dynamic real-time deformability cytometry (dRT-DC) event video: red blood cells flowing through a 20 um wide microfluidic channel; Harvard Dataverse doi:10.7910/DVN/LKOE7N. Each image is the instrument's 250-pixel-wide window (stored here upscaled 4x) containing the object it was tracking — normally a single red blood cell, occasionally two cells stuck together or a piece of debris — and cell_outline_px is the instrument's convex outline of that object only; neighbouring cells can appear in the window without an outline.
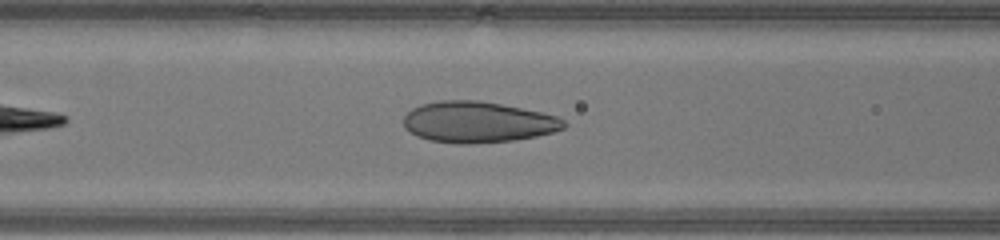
{"species": "human", "species_latin": "Homo sapiens", "temperature_condition": "warm", "stored_images_in_passage": 32, "camera_frame_rate_fps": 3000, "um_per_image_px": 0.085, "donor": {"sex": "male"}, "frame": {"image": 1, "passage_image": 7, "time_ms": 2.0, "image_size_px": [1000, 240], "cell_outline_px": [[568, 124], [564, 128], [552, 132], [536, 136], [512, 140], [468, 144], [460, 144], [432, 140], [420, 136], [404, 128], [404, 116], [412, 108], [420, 104], [440, 100], [480, 100], [544, 112], [556, 116], [564, 120]], "centroid_in_image_um": [40.64, 10.36], "position_along_channel_um": 126.0, "area_um2": 38.26}}
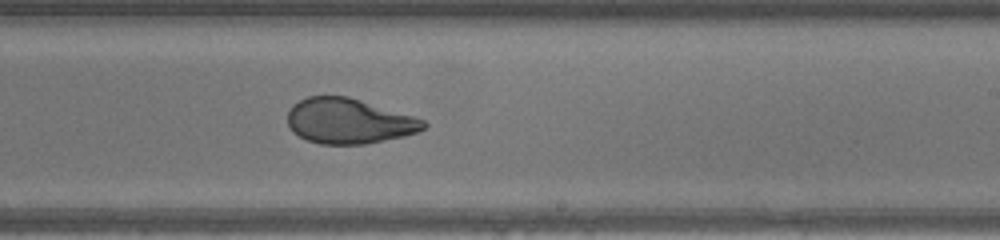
{"frame": {"image": 2, "passage_image": 16, "time_ms": 5.0, "image_size_px": [1000, 240], "cell_outline_px": [[428, 124], [420, 132], [404, 136], [364, 144], [320, 144], [308, 140], [292, 132], [288, 124], [288, 112], [292, 104], [308, 96], [348, 96], [416, 116], [424, 120]], "centroid_in_image_um": [29.68, 10.28], "position_along_channel_um": 259.3, "area_um2": 36.01}}
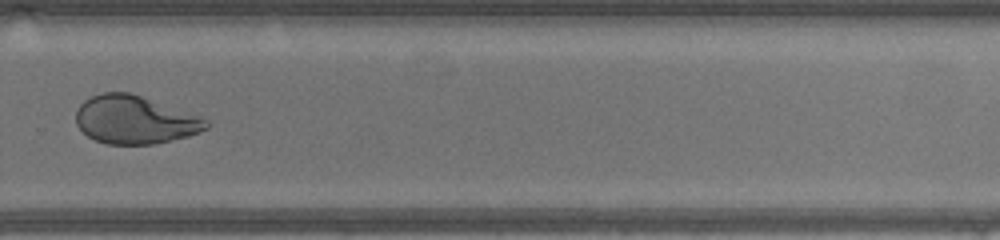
{"frame": {"image": 3, "passage_image": 20, "time_ms": 6.333, "image_size_px": [1000, 240], "cell_outline_px": [[208, 128], [200, 132], [188, 136], [152, 144], [108, 144], [96, 140], [88, 136], [76, 124], [76, 108], [84, 100], [92, 96], [104, 92], [128, 92], [200, 116], [208, 120]], "centroid_in_image_um": [11.44, 10.18], "position_along_channel_um": 318.4, "area_um2": 36.18}, "authors_computed_cell_mechanics": {"area_um2": 38.3503, "velocity_mm_per_s": 4.4306, "shape_relaxation_time_tau1_ms": 6.6185, "shape_relaxation_time_tau2_ms": 0.7317, "deformation_change_tau1": 0.2238, "deformation_change_tau2": 0.0606}}